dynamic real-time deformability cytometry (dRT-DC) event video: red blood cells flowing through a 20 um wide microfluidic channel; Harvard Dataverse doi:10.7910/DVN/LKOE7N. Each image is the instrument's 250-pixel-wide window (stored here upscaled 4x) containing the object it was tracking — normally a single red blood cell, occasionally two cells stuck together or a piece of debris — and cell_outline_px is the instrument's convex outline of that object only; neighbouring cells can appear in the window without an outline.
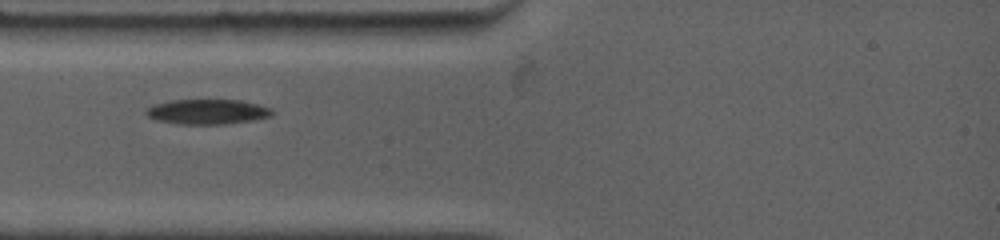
{"species": "common noctule bat (a hibernating species)", "species_latin": "Nyctalus noctula", "temperature_condition": "warm", "stored_images_in_passage": 24, "camera_frame_rate_fps": 4500, "um_per_image_px": 0.085, "animal": {"sex": "female", "body_mass_g": 19.0, "forearm_length_mm": 53.3}, "frame": {"image": 1, "passage_image": 1, "time_ms": 0.0, "image_size_px": [1000, 240], "cell_outline_px": [[272, 116], [252, 120], [224, 124], [176, 124], [156, 120], [148, 116], [144, 112], [148, 108], [156, 104], [172, 100], [240, 100], [272, 108]], "centroid_in_image_um": [17.62, 9.5], "position_along_channel_um": 67.4, "area_um2": 18.21}}
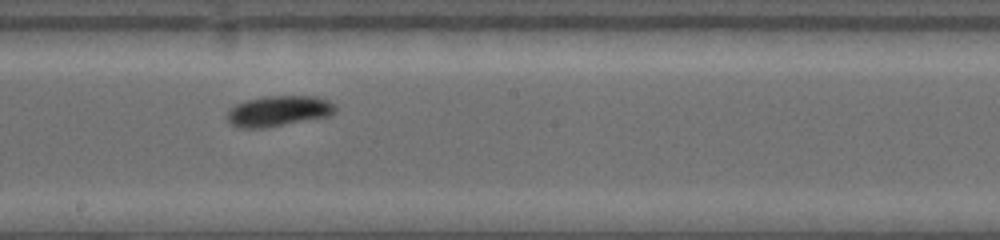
{"frame": {"image": 2, "passage_image": 10, "time_ms": 4.222, "image_size_px": [1000, 240], "cell_outline_px": [[336, 112], [328, 116], [264, 128], [236, 128], [224, 116], [228, 108], [236, 104], [248, 100], [268, 96], [316, 96], [328, 100], [336, 104]], "centroid_in_image_um": [23.65, 9.44], "position_along_channel_um": 224.6, "area_um2": 19.42}}
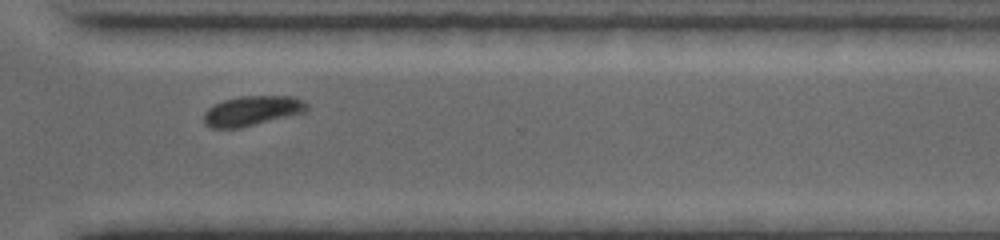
{"frame": {"image": 3, "passage_image": 18, "time_ms": 7.556, "image_size_px": [1000, 240], "cell_outline_px": [[308, 112], [240, 128], [212, 128], [204, 124], [204, 112], [208, 108], [224, 100], [240, 96], [292, 96], [304, 100], [308, 104]], "centroid_in_image_um": [21.47, 9.42], "position_along_channel_um": 349.1, "area_um2": 18.09}}